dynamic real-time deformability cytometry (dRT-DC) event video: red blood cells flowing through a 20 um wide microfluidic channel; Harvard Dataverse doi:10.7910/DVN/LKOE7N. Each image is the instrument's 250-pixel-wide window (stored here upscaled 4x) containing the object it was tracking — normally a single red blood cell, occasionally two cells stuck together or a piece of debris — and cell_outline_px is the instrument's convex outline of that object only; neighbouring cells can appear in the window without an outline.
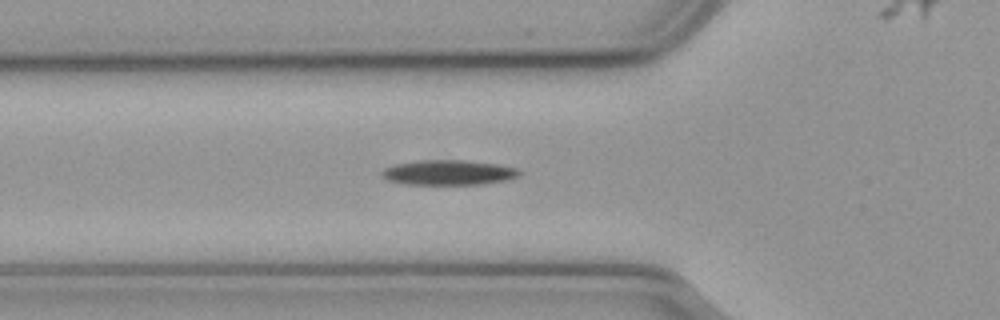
{"species": "common noctule bat (a hibernating species)", "species_latin": "Nyctalus noctula", "temperature_condition": "cold", "stored_images_in_passage": 33, "camera_frame_rate_fps": 3000, "um_per_image_px": 0.085, "animal": {"sex": "male", "body_mass_g": 23.1, "forearm_length_mm": 52.7}, "frame": {"image": 1, "passage_image": 3, "time_ms": 0.667, "image_size_px": [1000, 320], "cell_outline_px": [[520, 172], [516, 176], [508, 180], [484, 184], [404, 184], [388, 180], [380, 176], [380, 172], [384, 168], [396, 164], [416, 160], [464, 160], [496, 164], [516, 168]], "centroid_in_image_um": [38.07, 14.66], "position_along_channel_um": 87.7, "area_um2": 20.0}}
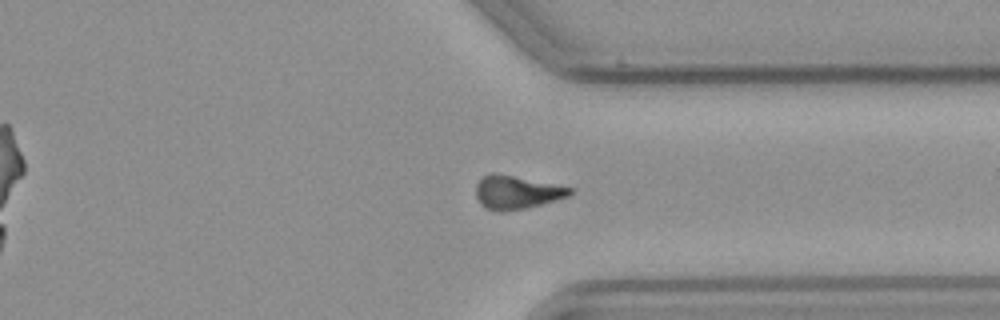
{"frame": {"image": 2, "passage_image": 26, "time_ms": 8.333, "image_size_px": [1000, 320], "cell_outline_px": [[572, 192], [568, 196], [556, 200], [528, 208], [504, 212], [496, 212], [480, 204], [476, 196], [476, 184], [488, 172], [496, 172], [572, 188]], "centroid_in_image_um": [43.87, 16.35], "position_along_channel_um": 367.5, "area_um2": 18.32}}
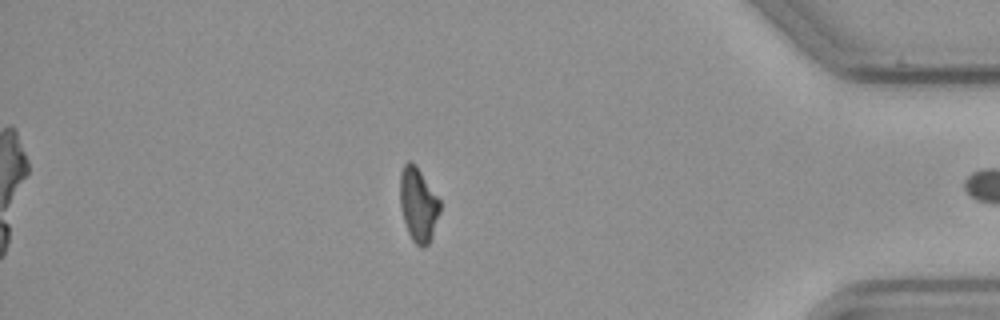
{"frame": {"image": 3, "passage_image": 32, "time_ms": 10.333, "image_size_px": [1000, 320], "cell_outline_px": [[440, 212], [432, 236], [428, 244], [424, 248], [420, 248], [412, 240], [408, 232], [404, 220], [400, 204], [400, 172], [404, 164], [408, 160], [416, 164], [440, 200]], "centroid_in_image_um": [35.55, 17.38], "position_along_channel_um": 399.6, "area_um2": 17.28}}